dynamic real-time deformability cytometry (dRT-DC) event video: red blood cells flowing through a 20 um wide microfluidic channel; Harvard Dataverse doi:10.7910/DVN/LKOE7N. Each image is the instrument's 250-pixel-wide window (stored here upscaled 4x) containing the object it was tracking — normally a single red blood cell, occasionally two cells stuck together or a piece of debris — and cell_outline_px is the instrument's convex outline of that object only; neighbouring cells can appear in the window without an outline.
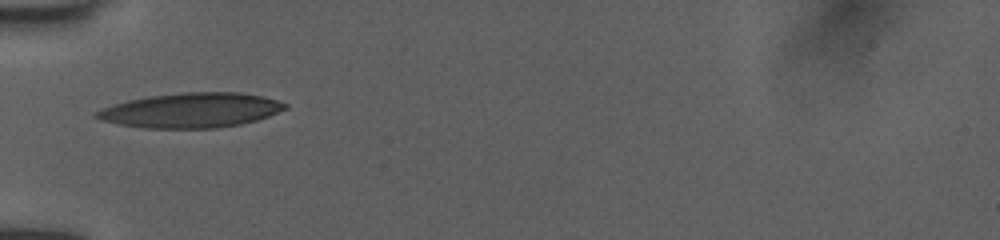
{"species": "human", "species_latin": "Homo sapiens", "temperature_condition": "room temperature", "stored_images_in_passage": 30, "camera_frame_rate_fps": 3000, "um_per_image_px": 0.085, "donor": {"sex": "female"}, "frame": {"image": 1, "passage_image": 1, "time_ms": 0.0, "image_size_px": [1000, 240], "cell_outline_px": [[288, 108], [268, 116], [256, 120], [240, 124], [216, 128], [144, 128], [120, 124], [100, 120], [92, 116], [92, 112], [112, 104], [128, 100], [148, 96], [184, 92], [240, 92], [264, 96], [288, 104]], "centroid_in_image_um": [16.21, 9.37], "position_along_channel_um": 68.8, "area_um2": 38.38}}
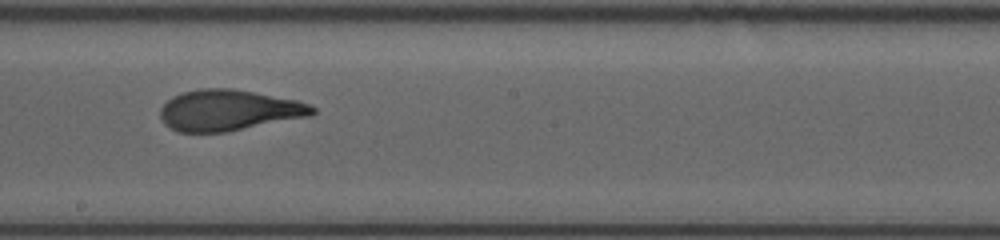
{"frame": {"image": 2, "passage_image": 13, "time_ms": 4.0, "image_size_px": [1000, 240], "cell_outline_px": [[316, 112], [312, 116], [224, 132], [180, 132], [164, 124], [160, 120], [160, 108], [172, 96], [184, 92], [200, 88], [232, 88], [296, 100], [308, 104], [316, 108]], "centroid_in_image_um": [19.44, 9.37], "position_along_channel_um": 228.8, "area_um2": 36.24}}
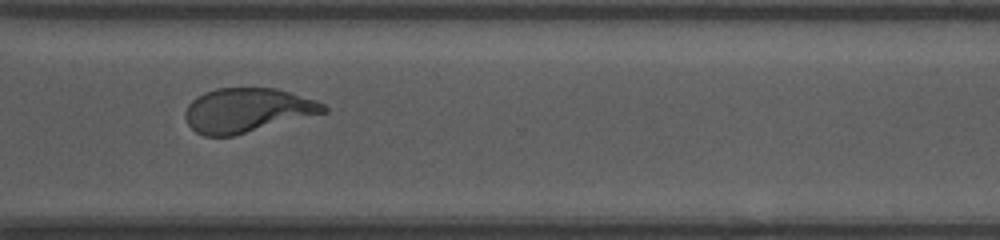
{"frame": {"image": 3, "passage_image": 22, "time_ms": 7.0, "image_size_px": [1000, 240], "cell_outline_px": [[328, 112], [232, 136], [204, 136], [196, 132], [188, 124], [184, 116], [184, 112], [188, 104], [196, 96], [204, 92], [216, 88], [276, 88], [292, 92], [316, 100], [324, 104], [328, 108]], "centroid_in_image_um": [21.01, 9.36], "position_along_channel_um": 349.6, "area_um2": 35.84}, "authors_computed_cell_mechanics": {"area_um2": 36.2117, "velocity_mm_per_s": 4.0418, "shape_relaxation_time_tau1_ms": 5.823, "shape_relaxation_time_tau2_ms": 1.1548, "deformation_change_tau1": 0.2242, "deformation_change_tau2": 0.0945}}